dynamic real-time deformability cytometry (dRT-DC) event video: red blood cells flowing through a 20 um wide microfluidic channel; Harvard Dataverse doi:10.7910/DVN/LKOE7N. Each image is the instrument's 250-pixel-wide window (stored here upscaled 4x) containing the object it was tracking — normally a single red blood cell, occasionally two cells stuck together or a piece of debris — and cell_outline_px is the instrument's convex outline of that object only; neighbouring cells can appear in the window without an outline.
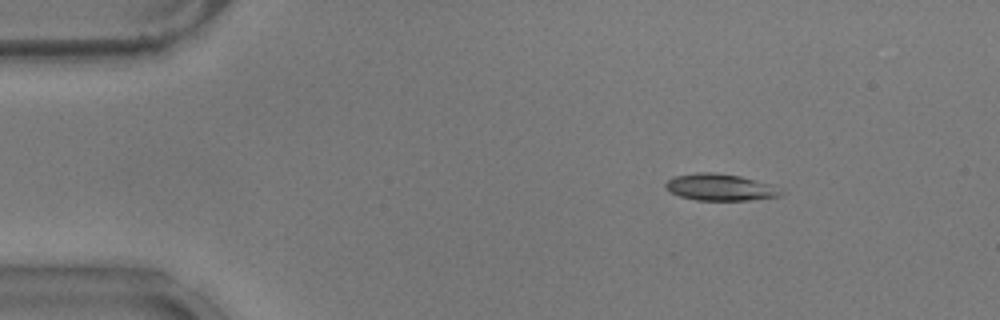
{"species": "common noctule bat (a hibernating species)", "species_latin": "Nyctalus noctula", "temperature_condition": "warm", "stored_images_in_passage": 47, "camera_frame_rate_fps": 3000, "um_per_image_px": 0.085, "animal": {"sex": "male", "body_mass_g": 17.9}, "frame": {"image": 1, "passage_image": 1, "time_ms": 0.0, "image_size_px": [1000, 320], "cell_outline_px": [[788, 192], [780, 196], [748, 200], [696, 200], [680, 196], [664, 188], [664, 184], [668, 180], [676, 176], [696, 172], [716, 172], [740, 176], [768, 184]], "centroid_in_image_um": [61.22, 15.91], "position_along_channel_um": 23.8, "area_um2": 17.92}}
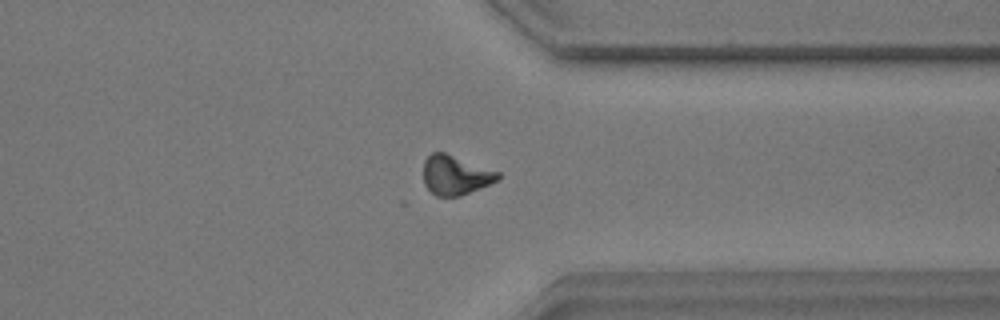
{"frame": {"image": 2, "passage_image": 35, "time_ms": 11.333, "image_size_px": [1000, 320], "cell_outline_px": [[500, 176], [496, 180], [480, 188], [460, 196], [436, 196], [424, 184], [424, 160], [432, 152], [444, 152], [500, 172]], "centroid_in_image_um": [38.69, 14.88], "position_along_channel_um": 372.7, "area_um2": 16.88}}
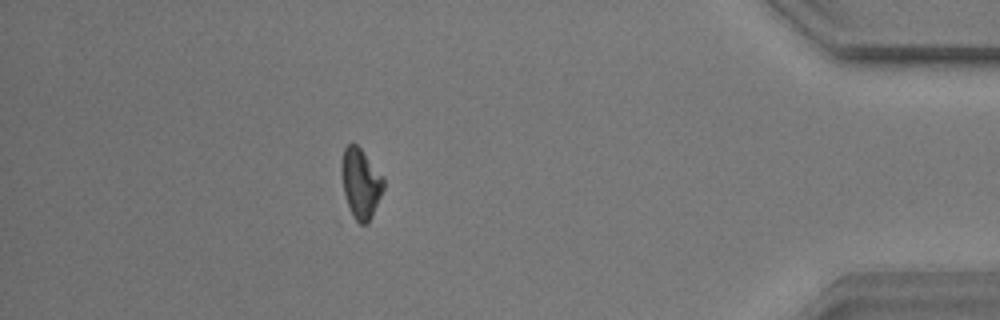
{"frame": {"image": 3, "passage_image": 41, "time_ms": 13.333, "image_size_px": [1000, 320], "cell_outline_px": [[384, 188], [368, 224], [360, 224], [352, 216], [344, 192], [340, 172], [340, 164], [344, 148], [348, 144], [356, 144], [360, 148], [384, 176]], "centroid_in_image_um": [30.65, 15.56], "position_along_channel_um": 404.5, "area_um2": 17.17}, "authors_computed_cell_mechanics": {"area_um2": 17.34, "velocity_mm_per_s": 3.7324, "shape_relaxation_time_tau1_ms": 7.8203, "shape_relaxation_time_tau2_ms": null, "deformation_change_tau1": 0.2091, "deformation_change_tau2": null}}